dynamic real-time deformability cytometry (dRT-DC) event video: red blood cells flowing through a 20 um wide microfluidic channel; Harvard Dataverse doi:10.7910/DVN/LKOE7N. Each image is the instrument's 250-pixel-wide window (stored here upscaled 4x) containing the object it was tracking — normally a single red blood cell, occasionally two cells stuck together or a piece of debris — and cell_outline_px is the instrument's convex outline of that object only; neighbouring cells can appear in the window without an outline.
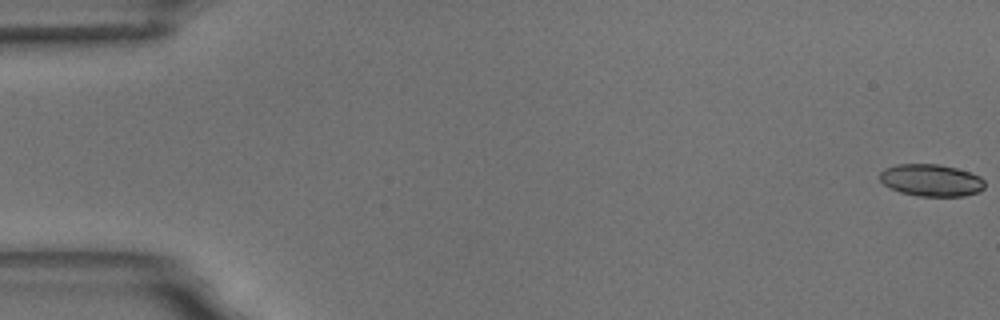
{"species": "common noctule bat (a hibernating species)", "species_latin": "Nyctalus noctula", "temperature_condition": "room temperature", "stored_images_in_passage": 56, "camera_frame_rate_fps": 3000, "um_per_image_px": 0.085, "animal": {"sex": "male", "body_mass_g": 18.8}, "frame": {"image": 1, "passage_image": 1, "time_ms": 0.0, "image_size_px": [1000, 320], "cell_outline_px": [[984, 188], [980, 192], [964, 196], [920, 196], [900, 192], [884, 184], [880, 180], [880, 172], [884, 168], [896, 164], [940, 164], [956, 168], [980, 176], [984, 180]], "centroid_in_image_um": [79.16, 15.32], "position_along_channel_um": 5.8, "area_um2": 19.65}}
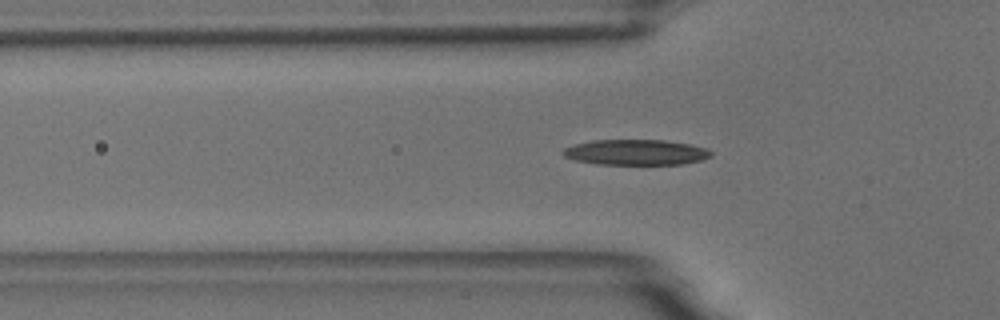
{"frame": {"image": 2, "passage_image": 19, "time_ms": 6.0, "image_size_px": [1000, 320], "cell_outline_px": [[712, 156], [700, 160], [680, 164], [596, 164], [576, 160], [564, 156], [560, 152], [564, 148], [576, 144], [592, 140], [664, 140], [688, 144], [708, 148], [712, 152]], "centroid_in_image_um": [54.04, 12.94], "position_along_channel_um": 71.8, "area_um2": 21.91}}
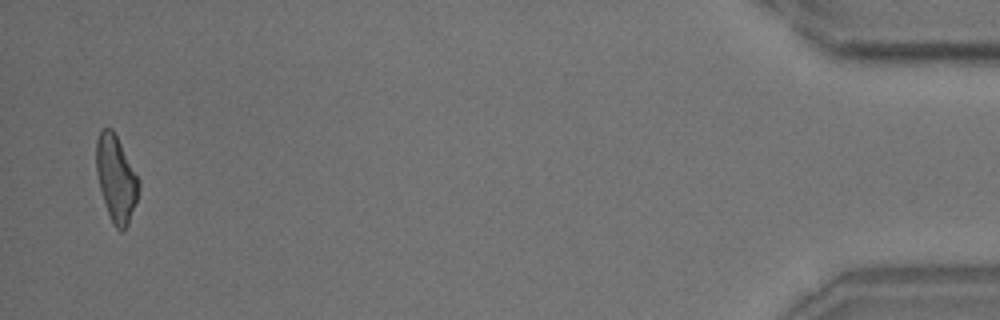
{"frame": {"image": 3, "passage_image": 55, "time_ms": 18.0, "image_size_px": [1000, 320], "cell_outline_px": [[140, 188], [128, 224], [120, 232], [112, 224], [100, 188], [96, 172], [96, 140], [100, 132], [104, 128], [112, 128], [140, 180]], "centroid_in_image_um": [9.87, 15.17], "position_along_channel_um": 425.3, "area_um2": 21.04}, "authors_computed_cell_mechanics": {"area_um2": 21.5305, "velocity_mm_per_s": 3.651, "shape_relaxation_time_tau1_ms": 4.8621, "shape_relaxation_time_tau2_ms": 2.6849, "deformation_change_tau1": 0.1869, "deformation_change_tau2": 0.1138}}